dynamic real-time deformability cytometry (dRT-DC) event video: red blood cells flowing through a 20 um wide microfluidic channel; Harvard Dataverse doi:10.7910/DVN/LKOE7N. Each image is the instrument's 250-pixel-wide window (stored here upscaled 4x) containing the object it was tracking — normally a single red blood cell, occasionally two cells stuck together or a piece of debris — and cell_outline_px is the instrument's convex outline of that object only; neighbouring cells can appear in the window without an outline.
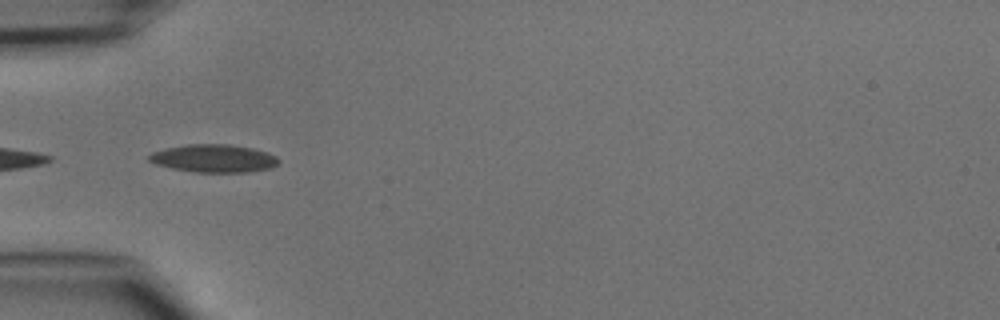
{"species": "common noctule bat (a hibernating species)", "species_latin": "Nyctalus noctula", "temperature_condition": "cold", "stored_images_in_passage": 35, "camera_frame_rate_fps": 3000, "um_per_image_px": 0.085, "animal": {"sex": "male", "body_mass_g": 15.6}, "frame": {"image": 1, "passage_image": 14, "time_ms": 4.333, "image_size_px": [1000, 320], "cell_outline_px": [[280, 160], [272, 168], [248, 172], [196, 172], [172, 168], [156, 164], [148, 160], [148, 156], [152, 152], [164, 148], [188, 144], [228, 144], [252, 148], [268, 152], [276, 156]], "centroid_in_image_um": [18.18, 13.46], "position_along_channel_um": 66.8, "area_um2": 21.1}}